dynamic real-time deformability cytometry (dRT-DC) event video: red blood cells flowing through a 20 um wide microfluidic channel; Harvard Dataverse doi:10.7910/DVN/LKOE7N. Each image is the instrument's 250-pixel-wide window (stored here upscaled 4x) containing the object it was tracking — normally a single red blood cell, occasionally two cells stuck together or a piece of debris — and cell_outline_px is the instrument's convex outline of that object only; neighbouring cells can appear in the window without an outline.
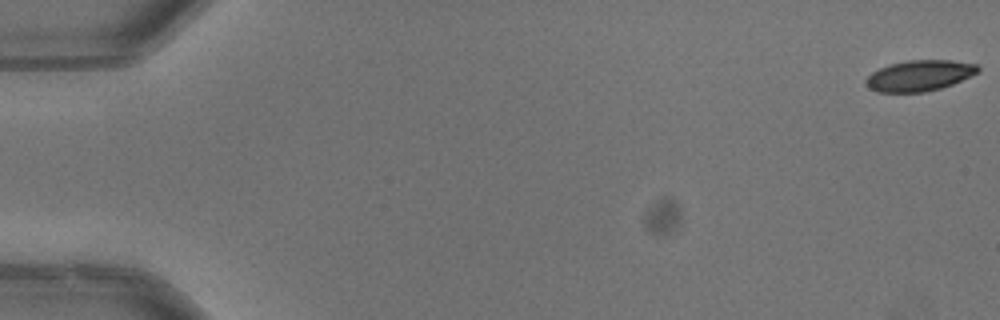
{"species": "common noctule bat (a hibernating species)", "species_latin": "Nyctalus noctula", "temperature_condition": "warm", "stored_images_in_passage": 53, "camera_frame_rate_fps": 3000, "um_per_image_px": 0.085, "animal": {"sex": "male", "body_mass_g": 13.3}, "frame": {"image": 1, "passage_image": 1, "time_ms": 0.0, "image_size_px": [1000, 320], "cell_outline_px": [[980, 72], [952, 84], [940, 88], [924, 92], [876, 92], [868, 88], [864, 84], [864, 80], [872, 72], [880, 68], [892, 64], [908, 60], [952, 60], [976, 64], [980, 68]], "centroid_in_image_um": [78.14, 6.43], "position_along_channel_um": 6.9, "area_um2": 20.17}}
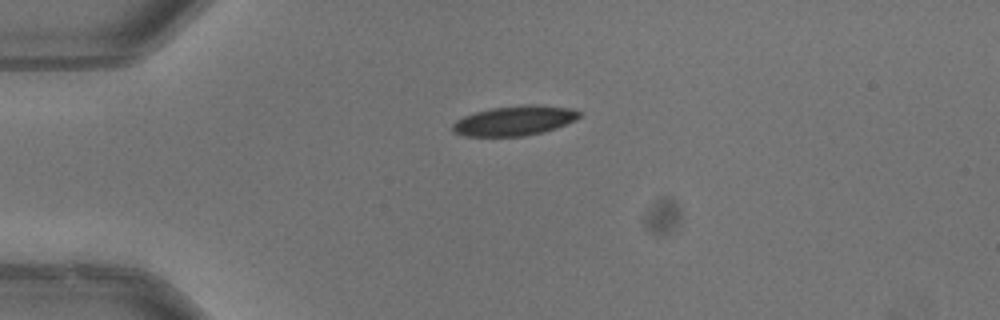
{"frame": {"image": 2, "passage_image": 14, "time_ms": 4.333, "image_size_px": [1000, 320], "cell_outline_px": [[580, 116], [576, 120], [556, 128], [544, 132], [524, 136], [464, 136], [452, 132], [452, 124], [456, 120], [464, 116], [476, 112], [492, 108], [528, 104], [536, 104], [568, 108], [580, 112]], "centroid_in_image_um": [43.72, 10.26], "position_along_channel_um": 41.3, "area_um2": 21.96}}
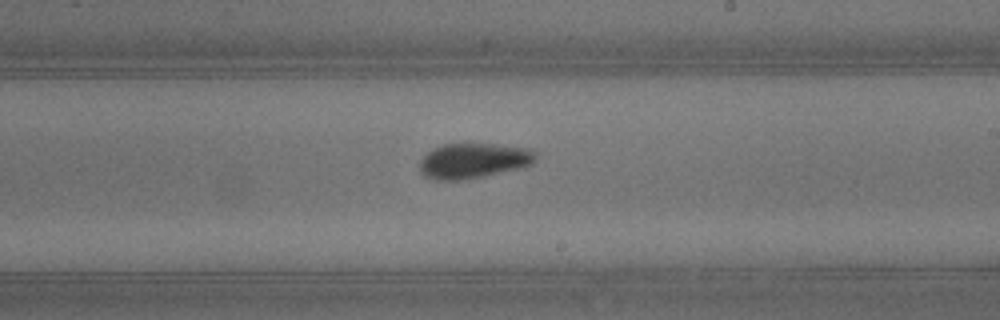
{"frame": {"image": 3, "passage_image": 32, "time_ms": 10.333, "image_size_px": [1000, 320], "cell_outline_px": [[536, 160], [532, 164], [524, 168], [484, 176], [460, 180], [436, 180], [424, 176], [420, 172], [420, 160], [432, 148], [444, 144], [496, 144], [532, 148], [536, 152]], "centroid_in_image_um": [40.29, 13.66], "position_along_channel_um": 248.7, "area_um2": 24.1}, "authors_computed_cell_mechanics": {"area_um2": 22.253, "velocity_mm_per_s": 3.9786, "shape_relaxation_time_tau1_ms": 3.8285, "shape_relaxation_time_tau2_ms": 1.7276, "deformation_change_tau1": 0.1385, "deformation_change_tau2": 0.055}}